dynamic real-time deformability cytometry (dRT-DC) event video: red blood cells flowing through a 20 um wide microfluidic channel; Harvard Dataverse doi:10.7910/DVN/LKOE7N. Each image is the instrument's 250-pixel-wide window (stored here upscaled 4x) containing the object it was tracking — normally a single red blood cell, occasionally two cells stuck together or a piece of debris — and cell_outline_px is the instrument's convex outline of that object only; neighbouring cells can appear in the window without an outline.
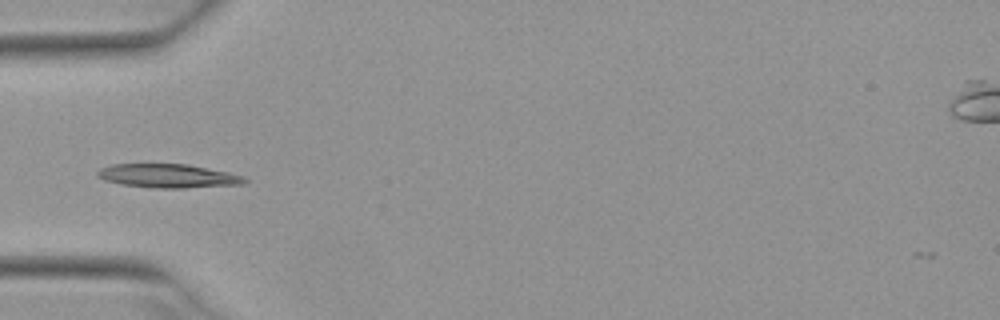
{"species": "Egyptian fruit bat (a non-hibernating species)", "species_latin": "Rousettus aegyptiacus", "temperature_condition": "warm", "stored_images_in_passage": 36, "camera_frame_rate_fps": 3000, "um_per_image_px": 0.085, "animal": {"sex": "female"}, "frame": {"image": 1, "passage_image": 1, "time_ms": 0.0, "image_size_px": [1000, 320], "cell_outline_px": [[248, 180], [244, 184], [184, 188], [156, 188], [120, 184], [104, 180], [96, 176], [96, 172], [100, 168], [112, 164], [188, 164], [228, 172], [244, 176]], "centroid_in_image_um": [14.28, 14.95], "position_along_channel_um": 70.7, "area_um2": 20.46}}
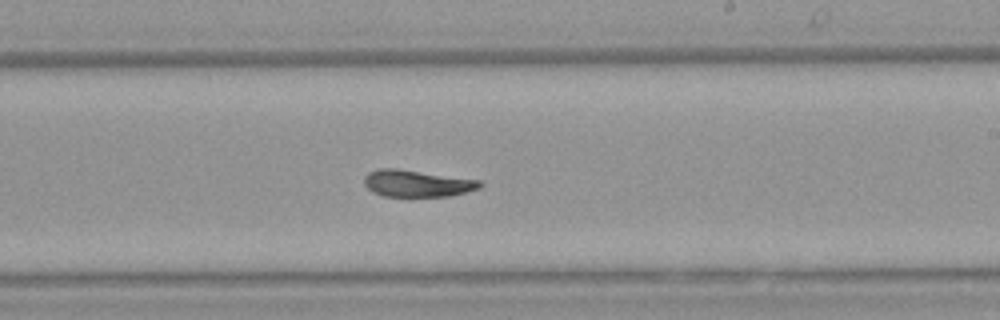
{"frame": {"image": 2, "passage_image": 15, "time_ms": 4.667, "image_size_px": [1000, 320], "cell_outline_px": [[484, 184], [480, 188], [468, 192], [448, 196], [384, 196], [372, 192], [364, 184], [364, 176], [368, 172], [376, 168], [396, 168], [480, 180]], "centroid_in_image_um": [35.44, 15.58], "position_along_channel_um": 253.6, "area_um2": 18.21}}
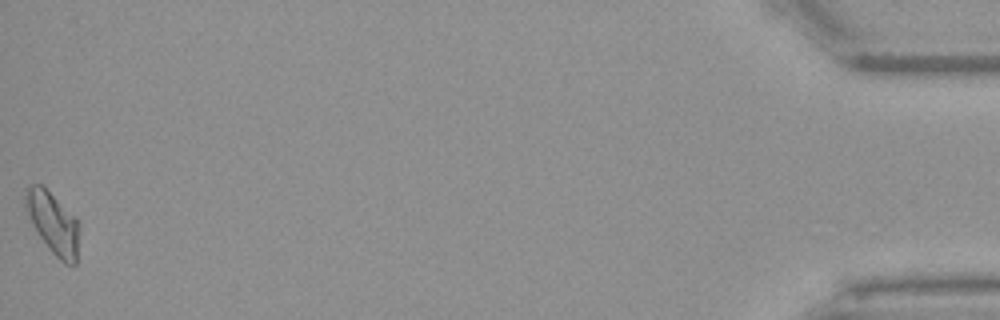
{"frame": {"image": 3, "passage_image": 36, "time_ms": 11.667, "image_size_px": [1000, 320], "cell_outline_px": [[80, 224], [76, 264], [64, 264], [52, 252], [40, 236], [32, 224], [24, 208], [24, 196], [28, 188], [32, 184], [40, 184]], "centroid_in_image_um": [4.49, 19.0], "position_along_channel_um": 430.7, "area_um2": 18.73}, "authors_computed_cell_mechanics": {"area_um2": 18.4093, "velocity_mm_per_s": 3.9212, "shape_relaxation_time_tau1_ms": 5.58, "shape_relaxation_time_tau2_ms": 4.0669, "deformation_change_tau1": 0.1601, "deformation_change_tau2": 0.0774}}